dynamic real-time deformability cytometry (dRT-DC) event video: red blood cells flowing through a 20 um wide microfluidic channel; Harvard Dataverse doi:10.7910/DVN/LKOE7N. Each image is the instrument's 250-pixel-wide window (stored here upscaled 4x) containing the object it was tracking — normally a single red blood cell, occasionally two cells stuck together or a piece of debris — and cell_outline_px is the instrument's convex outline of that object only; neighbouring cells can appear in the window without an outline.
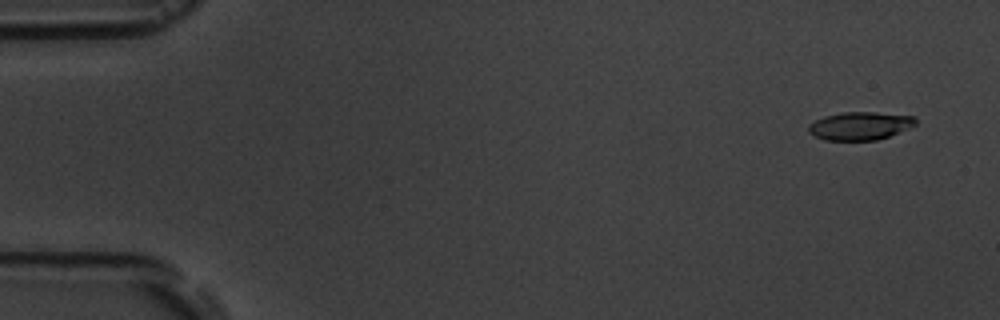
{"species": "common noctule bat (a hibernating species)", "species_latin": "Nyctalus noctula", "temperature_condition": "room temperature", "stored_images_in_passage": 6, "camera_frame_rate_fps": 3000, "um_per_image_px": 0.085, "animal": {"sex": "male", "body_mass_g": 19.5, "forearm_length_mm": 54.6}, "frame": {"image": 1, "passage_image": 2, "time_ms": 1.0, "image_size_px": [1000, 320], "cell_outline_px": [[916, 124], [908, 128], [888, 136], [876, 140], [824, 140], [808, 132], [808, 124], [824, 116], [844, 112], [876, 112], [916, 116]], "centroid_in_image_um": [73.09, 10.69], "position_along_channel_um": 11.9, "area_um2": 17.46}}
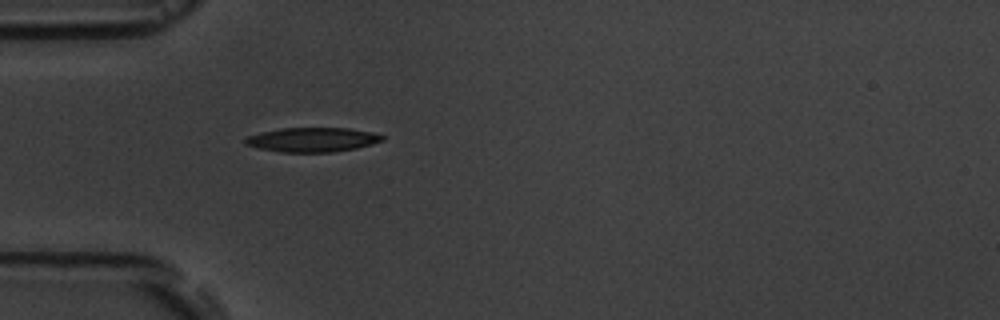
{"frame": {"image": 2, "passage_image": 6, "time_ms": 5.667, "image_size_px": [1000, 320], "cell_outline_px": [[384, 140], [372, 144], [356, 148], [332, 152], [280, 152], [260, 148], [244, 144], [244, 140], [248, 136], [260, 132], [280, 128], [348, 128], [372, 132], [384, 136]], "centroid_in_image_um": [26.55, 11.87], "position_along_channel_um": 58.4, "area_um2": 19.42}}